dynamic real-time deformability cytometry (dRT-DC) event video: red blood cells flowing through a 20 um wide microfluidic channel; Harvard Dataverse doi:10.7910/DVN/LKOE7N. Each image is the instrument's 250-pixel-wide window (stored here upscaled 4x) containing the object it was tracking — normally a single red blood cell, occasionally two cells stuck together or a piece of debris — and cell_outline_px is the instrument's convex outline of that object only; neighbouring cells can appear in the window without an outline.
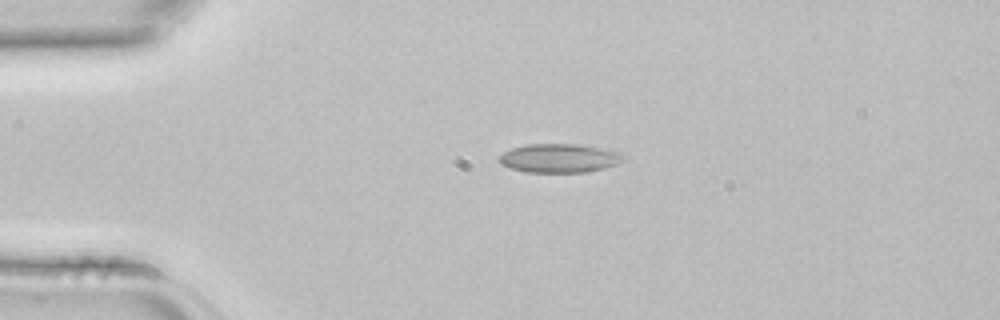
{"species": "common noctule bat (a hibernating species)", "species_latin": "Nyctalus noctula", "temperature_condition": "room temperature", "stored_images_in_passage": 2, "camera_frame_rate_fps": 3000, "um_per_image_px": 0.085, "animal": {"sex": "female", "body_mass_g": 22.7, "forearm_length_mm": 54.2}, "frame": {"image": 1, "passage_image": 2, "time_ms": 0.333, "image_size_px": [1000, 320], "cell_outline_px": [[624, 160], [616, 164], [604, 168], [584, 172], [524, 172], [508, 168], [500, 164], [496, 156], [512, 148], [528, 144], [580, 144], [620, 152], [624, 156]], "centroid_in_image_um": [47.48, 13.44], "position_along_channel_um": 37.5, "area_um2": 20.98}}